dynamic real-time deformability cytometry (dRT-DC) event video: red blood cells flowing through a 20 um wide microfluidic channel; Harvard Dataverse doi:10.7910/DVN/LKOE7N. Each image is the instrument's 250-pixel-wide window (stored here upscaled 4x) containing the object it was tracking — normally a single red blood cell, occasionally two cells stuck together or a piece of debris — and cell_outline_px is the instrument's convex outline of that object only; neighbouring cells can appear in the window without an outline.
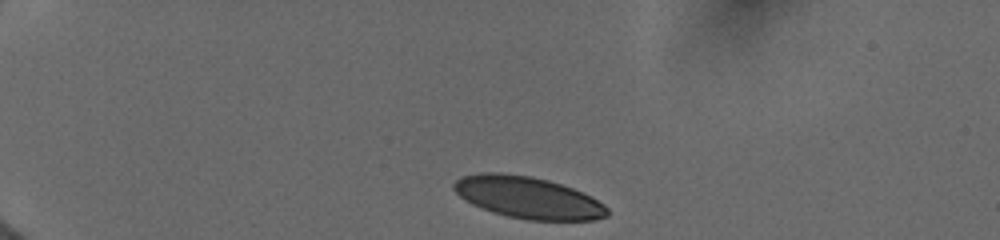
{"species": "human", "species_latin": "Homo sapiens", "temperature_condition": "cold", "stored_images_in_passage": 12, "camera_frame_rate_fps": 3000, "um_per_image_px": 0.085, "donor": {"sex": "female"}, "frame": {"image": 1, "passage_image": 1, "time_ms": 0.0, "image_size_px": [1000, 240], "cell_outline_px": [[608, 216], [596, 220], [528, 220], [508, 216], [492, 212], [472, 204], [460, 196], [452, 188], [452, 184], [460, 176], [480, 172], [500, 172], [532, 176], [548, 180], [584, 192], [604, 204], [608, 208]], "centroid_in_image_um": [44.87, 16.78], "position_along_channel_um": 40.1, "area_um2": 37.57}}
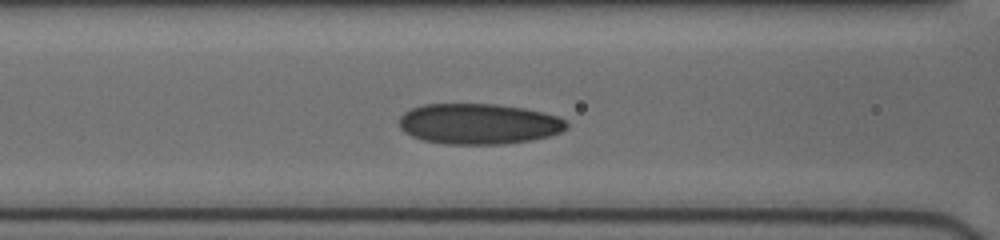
{"frame": {"image": 2, "passage_image": 9, "time_ms": 4.0, "image_size_px": [1000, 240], "cell_outline_px": [[568, 128], [560, 132], [548, 136], [532, 140], [504, 144], [444, 144], [424, 140], [412, 136], [404, 132], [400, 128], [400, 116], [404, 112], [412, 108], [424, 104], [496, 104], [524, 108], [544, 112], [556, 116], [564, 120], [568, 124]], "centroid_in_image_um": [40.69, 10.53], "position_along_channel_um": 125.9, "area_um2": 39.71}}
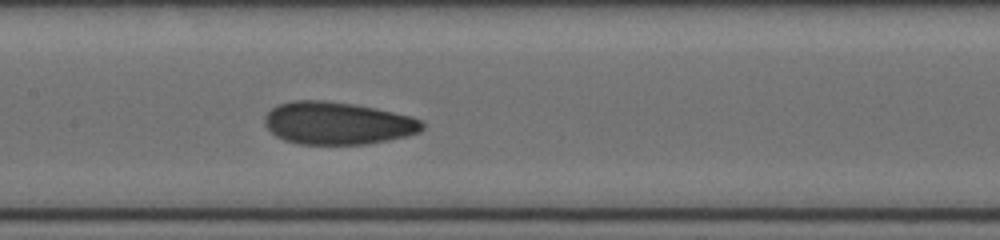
{"frame": {"image": 3, "passage_image": 12, "time_ms": 5.333, "image_size_px": [1000, 240], "cell_outline_px": [[424, 128], [420, 132], [408, 136], [368, 144], [300, 144], [284, 140], [276, 136], [264, 124], [264, 116], [272, 108], [280, 104], [292, 100], [324, 100], [352, 104], [376, 108], [412, 116], [424, 120]], "centroid_in_image_um": [28.73, 10.47], "position_along_channel_um": 178.7, "area_um2": 39.3}}